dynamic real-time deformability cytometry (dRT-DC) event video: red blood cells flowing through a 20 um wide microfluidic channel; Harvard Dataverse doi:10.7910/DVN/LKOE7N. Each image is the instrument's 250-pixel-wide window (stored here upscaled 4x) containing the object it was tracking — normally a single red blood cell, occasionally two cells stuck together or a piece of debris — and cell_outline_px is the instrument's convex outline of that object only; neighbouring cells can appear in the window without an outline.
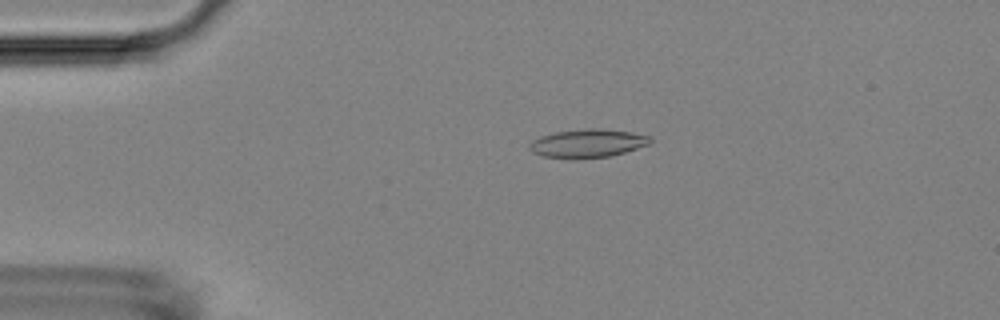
{"species": "Egyptian fruit bat (a non-hibernating species)", "species_latin": "Rousettus aegyptiacus", "temperature_condition": "room temperature", "stored_images_in_passage": 55, "camera_frame_rate_fps": 3000, "um_per_image_px": 0.085, "animal": {"sex": "female"}, "frame": {"image": 1, "passage_image": 12, "time_ms": 3.667, "image_size_px": [1000, 320], "cell_outline_px": [[652, 140], [648, 144], [612, 156], [576, 160], [568, 160], [544, 156], [532, 152], [528, 148], [528, 144], [532, 140], [540, 136], [556, 132], [588, 128], [604, 128], [632, 132], [652, 136]], "centroid_in_image_um": [49.92, 12.2], "position_along_channel_um": 35.1, "area_um2": 20.46}}
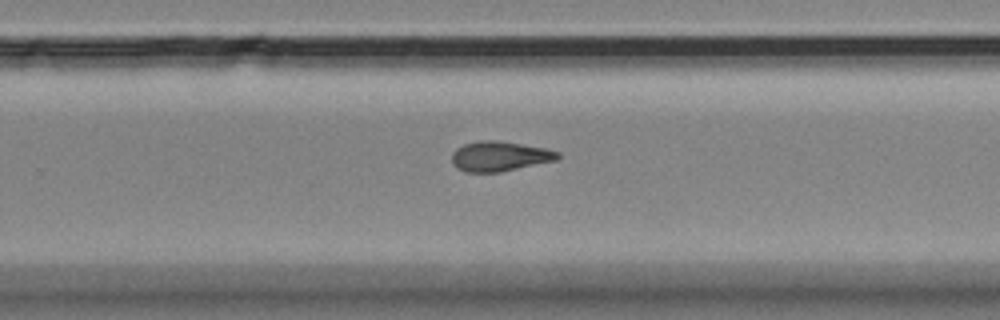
{"frame": {"image": 2, "passage_image": 36, "time_ms": 11.667, "image_size_px": [1000, 320], "cell_outline_px": [[560, 156], [556, 160], [500, 172], [464, 172], [456, 168], [452, 164], [452, 152], [456, 148], [464, 144], [480, 140], [496, 140], [548, 148], [560, 152]], "centroid_in_image_um": [42.45, 13.28], "position_along_channel_um": 287.3, "area_um2": 18.61}}
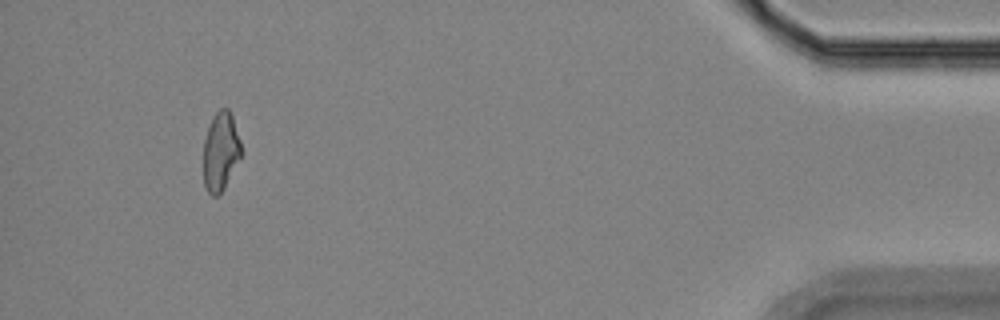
{"frame": {"image": 3, "passage_image": 52, "time_ms": 17.0, "image_size_px": [1000, 320], "cell_outline_px": [[240, 156], [224, 188], [216, 196], [212, 196], [208, 192], [204, 184], [204, 140], [208, 128], [216, 112], [220, 108], [228, 108], [232, 116], [240, 140]], "centroid_in_image_um": [18.74, 12.86], "position_along_channel_um": 416.5, "area_um2": 16.82}, "authors_computed_cell_mechanics": {"area_um2": 18.785, "velocity_mm_per_s": 3.6263, "shape_relaxation_time_tau1_ms": 7.3232, "shape_relaxation_time_tau2_ms": 4.0662, "deformation_change_tau1": 0.1736, "deformation_change_tau2": 0.1308}}